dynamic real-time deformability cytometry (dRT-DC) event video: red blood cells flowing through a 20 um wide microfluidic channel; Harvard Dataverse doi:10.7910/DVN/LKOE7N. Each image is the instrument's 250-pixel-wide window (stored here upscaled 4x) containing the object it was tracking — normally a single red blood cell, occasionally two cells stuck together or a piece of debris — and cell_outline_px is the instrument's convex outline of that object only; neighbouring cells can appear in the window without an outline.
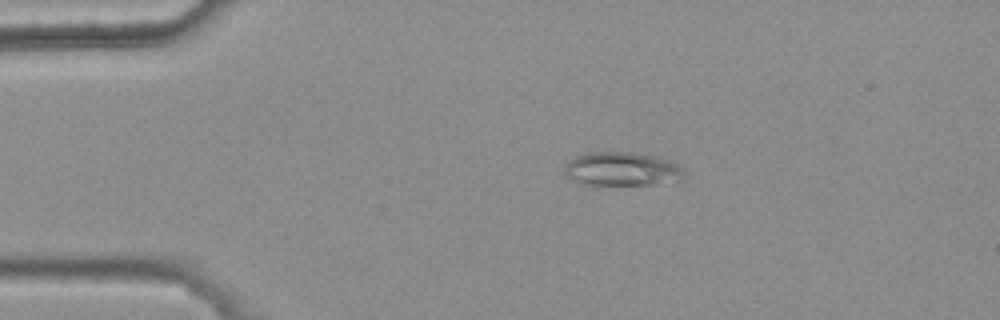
{"species": "common noctule bat (a hibernating species)", "species_latin": "Nyctalus noctula", "temperature_condition": "warm", "stored_images_in_passage": 4, "camera_frame_rate_fps": 3000, "um_per_image_px": 0.085, "animal": {"sex": "female", "body_mass_g": 25.1}, "frame": {"image": 1, "passage_image": 2, "time_ms": 0.333, "image_size_px": [1000, 320], "cell_outline_px": [[684, 176], [680, 180], [656, 184], [596, 188], [568, 180], [564, 172], [564, 168], [568, 160], [576, 156], [588, 152], [632, 152], [656, 156], [672, 160], [680, 164], [684, 168]], "centroid_in_image_um": [52.83, 14.42], "position_along_channel_um": 32.2, "area_um2": 24.97}}